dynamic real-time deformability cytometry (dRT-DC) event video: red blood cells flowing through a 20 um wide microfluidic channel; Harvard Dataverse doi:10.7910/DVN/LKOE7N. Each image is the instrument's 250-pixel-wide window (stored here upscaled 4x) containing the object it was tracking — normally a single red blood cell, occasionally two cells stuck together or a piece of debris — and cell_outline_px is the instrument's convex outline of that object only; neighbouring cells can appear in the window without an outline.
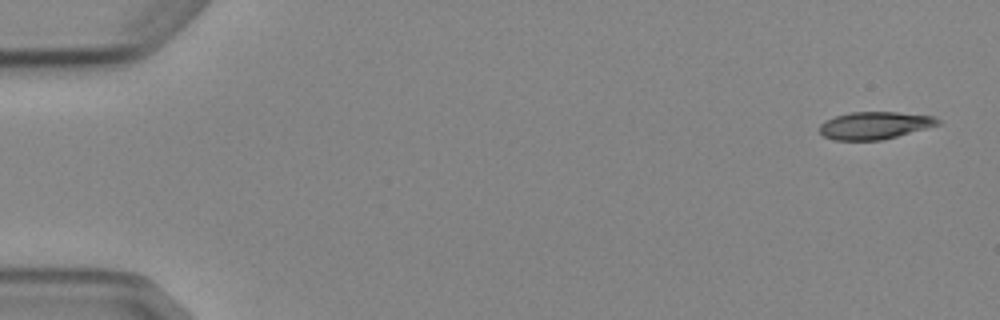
{"species": "Egyptian fruit bat (a non-hibernating species)", "species_latin": "Rousettus aegyptiacus", "temperature_condition": "cold", "stored_images_in_passage": 5, "camera_frame_rate_fps": 3000, "um_per_image_px": 0.085, "animal": {"sex": "female"}, "frame": {"image": 1, "passage_image": 1, "time_ms": 0.0, "image_size_px": [1000, 320], "cell_outline_px": [[940, 124], [896, 136], [880, 140], [836, 140], [824, 136], [820, 132], [820, 124], [836, 116], [852, 112], [896, 112], [932, 116], [940, 120]], "centroid_in_image_um": [74.34, 10.66], "position_along_channel_um": 10.7, "area_um2": 18.5}}
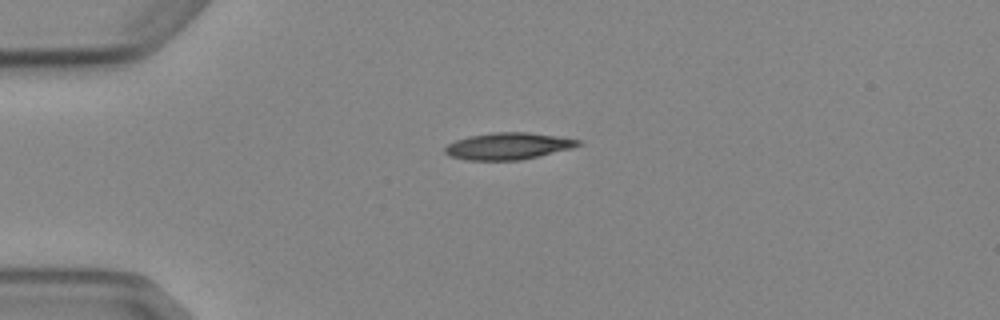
{"frame": {"image": 2, "passage_image": 4, "time_ms": 3.667, "image_size_px": [1000, 320], "cell_outline_px": [[584, 144], [572, 148], [540, 156], [520, 160], [468, 160], [448, 156], [444, 152], [444, 148], [448, 144], [456, 140], [468, 136], [492, 132], [528, 132], [556, 136], [580, 140]], "centroid_in_image_um": [43.19, 12.42], "position_along_channel_um": 41.8, "area_um2": 20.92}}